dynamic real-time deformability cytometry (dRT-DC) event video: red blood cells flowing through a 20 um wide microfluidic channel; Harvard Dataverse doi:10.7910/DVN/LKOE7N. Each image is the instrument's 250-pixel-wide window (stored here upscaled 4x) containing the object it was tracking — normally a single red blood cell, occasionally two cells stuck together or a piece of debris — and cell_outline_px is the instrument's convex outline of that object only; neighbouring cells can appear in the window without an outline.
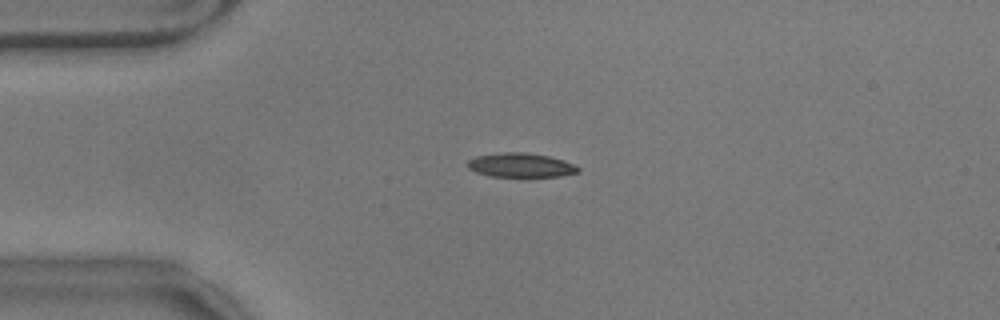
{"species": "common noctule bat (a hibernating species)", "species_latin": "Nyctalus noctula", "temperature_condition": "warm", "stored_images_in_passage": 46, "camera_frame_rate_fps": 3000, "um_per_image_px": 0.085, "animal": {"sex": "male", "body_mass_g": 17.9}, "frame": {"image": 1, "passage_image": 2, "time_ms": 0.333, "image_size_px": [1000, 320], "cell_outline_px": [[580, 172], [560, 176], [488, 176], [476, 172], [468, 168], [468, 160], [476, 156], [504, 152], [524, 152], [548, 156], [564, 160], [580, 168]], "centroid_in_image_um": [44.26, 14.04], "position_along_channel_um": 40.7, "area_um2": 15.43}}
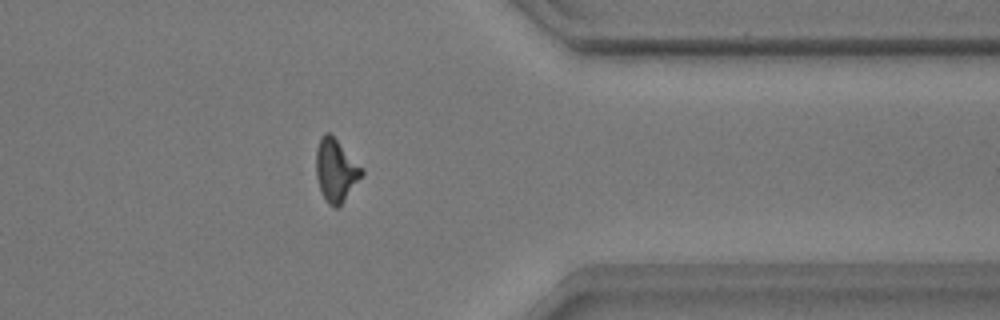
{"frame": {"image": 2, "passage_image": 34, "time_ms": 11.0, "image_size_px": [1000, 320], "cell_outline_px": [[364, 172], [344, 200], [336, 208], [328, 204], [320, 192], [316, 176], [316, 148], [320, 136], [324, 132], [328, 132], [364, 168]], "centroid_in_image_um": [28.52, 14.47], "position_along_channel_um": 382.9, "area_um2": 16.53}}
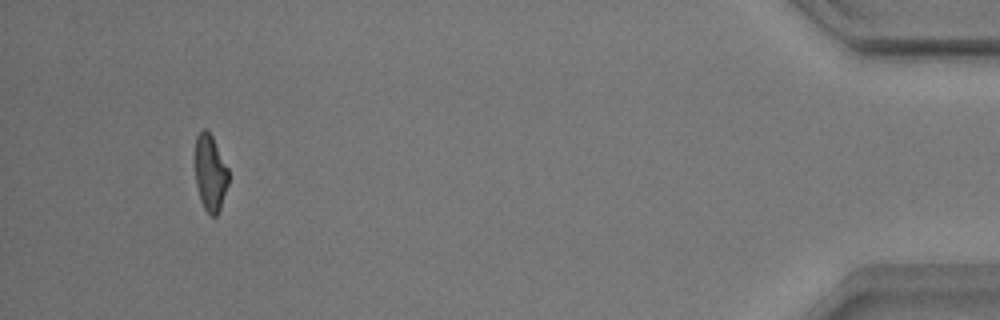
{"frame": {"image": 3, "passage_image": 42, "time_ms": 13.667, "image_size_px": [1000, 320], "cell_outline_px": [[228, 184], [220, 208], [216, 216], [212, 216], [204, 208], [200, 200], [196, 184], [196, 136], [204, 128], [212, 136], [228, 168]], "centroid_in_image_um": [17.88, 14.71], "position_along_channel_um": 417.3, "area_um2": 14.57}, "authors_computed_cell_mechanics": {"area_um2": 16.0106, "velocity_mm_per_s": 3.5445, "shape_relaxation_time_tau1_ms": 3.7073, "shape_relaxation_time_tau2_ms": 2.9186, "deformation_change_tau1": 0.1842, "deformation_change_tau2": 0.1181}}